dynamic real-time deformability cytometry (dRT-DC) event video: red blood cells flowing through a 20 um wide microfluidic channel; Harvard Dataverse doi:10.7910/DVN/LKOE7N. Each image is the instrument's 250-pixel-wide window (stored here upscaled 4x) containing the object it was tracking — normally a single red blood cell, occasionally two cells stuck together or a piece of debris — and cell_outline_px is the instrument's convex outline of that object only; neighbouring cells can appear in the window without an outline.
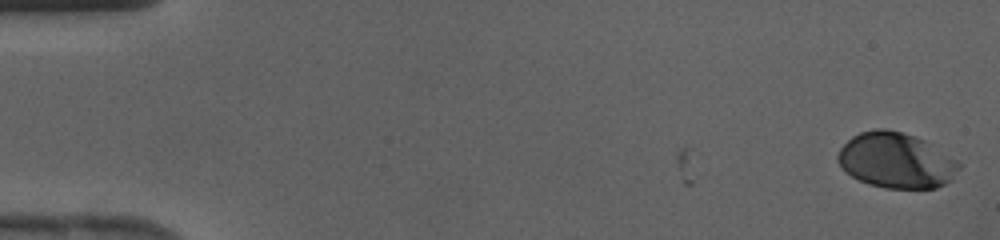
{"species": "human", "species_latin": "Homo sapiens", "temperature_condition": "cold", "stored_images_in_passage": 7, "camera_frame_rate_fps": 3000, "um_per_image_px": 0.085, "donor": {"sex": "female"}, "frame": {"image": 1, "passage_image": 1, "time_ms": 0.0, "image_size_px": [1000, 240], "cell_outline_px": [[964, 164], [944, 184], [936, 188], [884, 188], [868, 184], [852, 176], [836, 160], [836, 156], [840, 148], [852, 136], [860, 132], [876, 128], [884, 128], [916, 136], [924, 140]], "centroid_in_image_um": [76.16, 13.63], "position_along_channel_um": 8.8, "area_um2": 38.96}}